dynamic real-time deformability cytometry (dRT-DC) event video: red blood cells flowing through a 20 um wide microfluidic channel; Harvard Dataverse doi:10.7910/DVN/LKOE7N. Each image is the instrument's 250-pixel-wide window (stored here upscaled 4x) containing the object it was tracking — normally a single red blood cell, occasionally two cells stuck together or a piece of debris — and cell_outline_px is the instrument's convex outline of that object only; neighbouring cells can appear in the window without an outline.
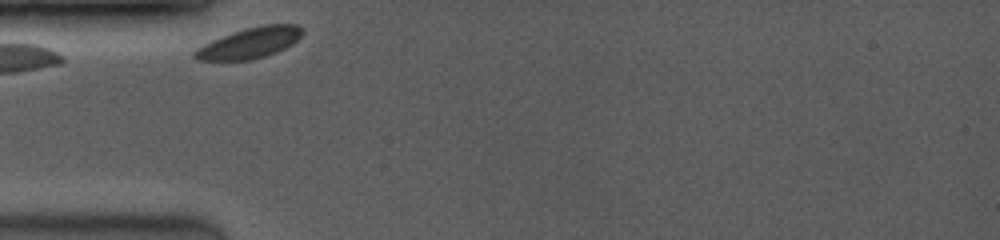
{"species": "common noctule bat (a hibernating species)", "species_latin": "Nyctalus noctula", "temperature_condition": "room temperature", "stored_images_in_passage": 34, "camera_frame_rate_fps": 3500, "um_per_image_px": 0.085, "animal": {"sex": "female", "body_mass_g": 19.0, "forearm_length_mm": 53.3}, "frame": {"image": 1, "passage_image": 1, "time_ms": 0.0, "image_size_px": [1000, 240], "cell_outline_px": [[304, 32], [292, 44], [276, 52], [252, 60], [196, 60], [192, 56], [192, 52], [196, 48], [212, 40], [232, 32], [264, 24], [296, 24], [304, 28]], "centroid_in_image_um": [21.22, 3.65], "position_along_channel_um": 63.8, "area_um2": 19.25}}
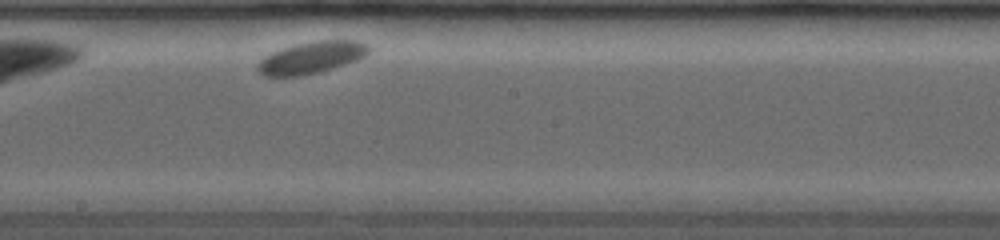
{"frame": {"image": 2, "passage_image": 17, "time_ms": 4.571, "image_size_px": [1000, 240], "cell_outline_px": [[372, 48], [364, 56], [356, 60], [332, 68], [300, 76], [264, 76], [256, 68], [256, 64], [264, 56], [280, 48], [296, 44], [316, 40], [360, 40], [368, 44]], "centroid_in_image_um": [26.47, 4.87], "position_along_channel_um": 221.7, "area_um2": 20.69}}
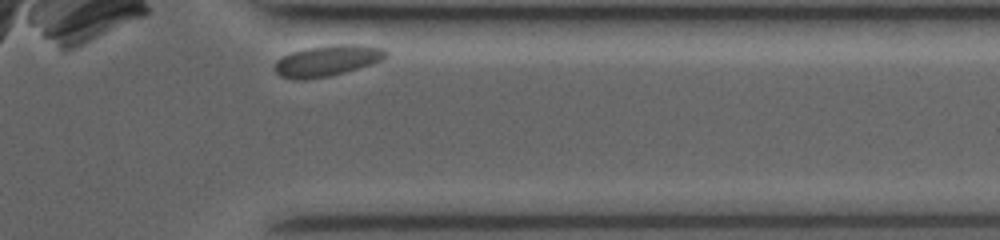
{"frame": {"image": 3, "passage_image": 33, "time_ms": 9.143, "image_size_px": [1000, 240], "cell_outline_px": [[388, 56], [384, 60], [372, 64], [344, 72], [328, 76], [304, 80], [296, 80], [280, 76], [276, 72], [276, 60], [288, 52], [304, 48], [332, 44], [364, 44], [384, 48], [388, 52]], "centroid_in_image_um": [27.85, 5.13], "position_along_channel_um": 383.6, "area_um2": 20.46}, "authors_computed_cell_mechanics": {"area_um2": 20.23, "velocity_mm_per_s": 3.4951, "shape_relaxation_time_tau1_ms": 3.6767, "shape_relaxation_time_tau2_ms": null, "deformation_change_tau1": 0.0345, "deformation_change_tau2": null}}